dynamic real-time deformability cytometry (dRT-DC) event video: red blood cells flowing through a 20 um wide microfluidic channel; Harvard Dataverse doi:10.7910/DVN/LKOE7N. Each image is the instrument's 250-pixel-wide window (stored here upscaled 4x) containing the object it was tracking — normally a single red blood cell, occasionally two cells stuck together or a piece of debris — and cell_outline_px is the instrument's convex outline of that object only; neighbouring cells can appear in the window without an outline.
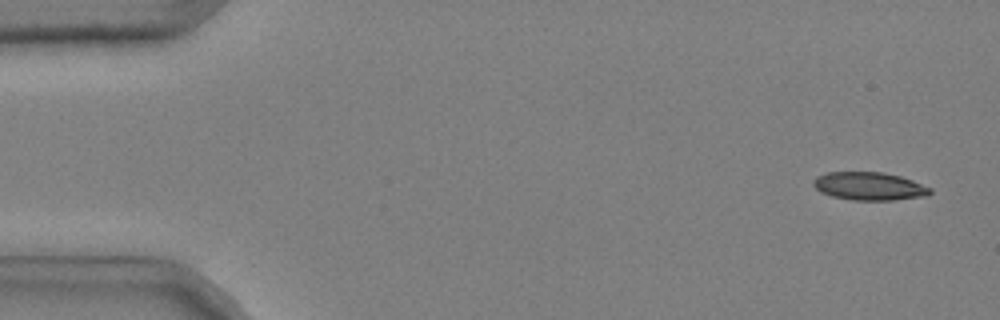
{"species": "common noctule bat (a hibernating species)", "species_latin": "Nyctalus noctula", "temperature_condition": "cold", "stored_images_in_passage": 52, "camera_frame_rate_fps": 3000, "um_per_image_px": 0.085, "animal": {"sex": "male", "body_mass_g": 20.4}, "frame": {"image": 1, "passage_image": 3, "time_ms": 0.667, "image_size_px": [1000, 320], "cell_outline_px": [[932, 192], [928, 196], [896, 200], [852, 200], [832, 196], [820, 192], [812, 184], [812, 180], [816, 176], [828, 172], [884, 172], [900, 176], [912, 180], [932, 188]], "centroid_in_image_um": [73.9, 15.83], "position_along_channel_um": 11.1, "area_um2": 19.31}}
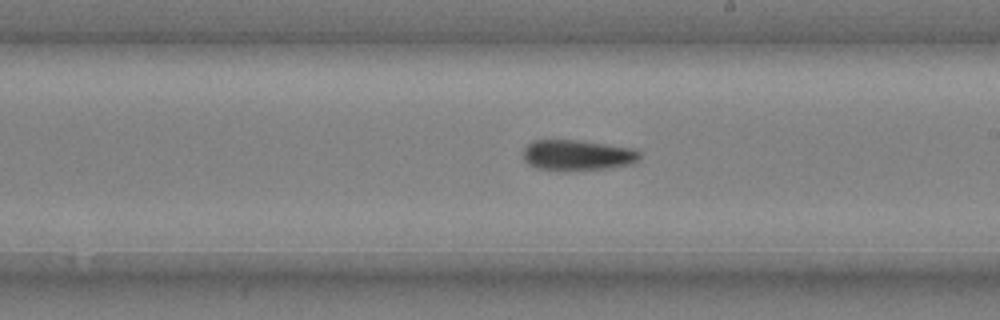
{"frame": {"image": 2, "passage_image": 31, "time_ms": 10.0, "image_size_px": [1000, 320], "cell_outline_px": [[640, 160], [632, 164], [608, 168], [564, 172], [560, 172], [536, 168], [528, 164], [524, 160], [524, 148], [532, 140], [580, 140], [636, 148], [640, 152]], "centroid_in_image_um": [49.1, 13.2], "position_along_channel_um": 239.9, "area_um2": 21.44}}
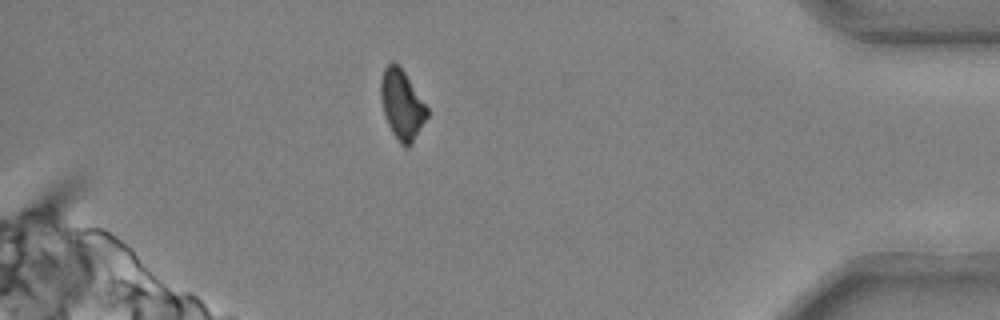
{"frame": {"image": 3, "passage_image": 47, "time_ms": 15.333, "image_size_px": [1000, 320], "cell_outline_px": [[428, 116], [412, 144], [408, 148], [404, 148], [400, 144], [392, 132], [388, 124], [380, 100], [380, 80], [384, 68], [392, 60], [404, 72], [428, 108]], "centroid_in_image_um": [34.15, 8.92], "position_along_channel_um": 401.0, "area_um2": 18.73}, "authors_computed_cell_mechanics": {"area_um2": 20.1433, "velocity_mm_per_s": 3.7295, "shape_relaxation_time_tau1_ms": 6.0293, "shape_relaxation_time_tau2_ms": 8.2296, "deformation_change_tau1": 0.1707, "deformation_change_tau2": 0.155}}